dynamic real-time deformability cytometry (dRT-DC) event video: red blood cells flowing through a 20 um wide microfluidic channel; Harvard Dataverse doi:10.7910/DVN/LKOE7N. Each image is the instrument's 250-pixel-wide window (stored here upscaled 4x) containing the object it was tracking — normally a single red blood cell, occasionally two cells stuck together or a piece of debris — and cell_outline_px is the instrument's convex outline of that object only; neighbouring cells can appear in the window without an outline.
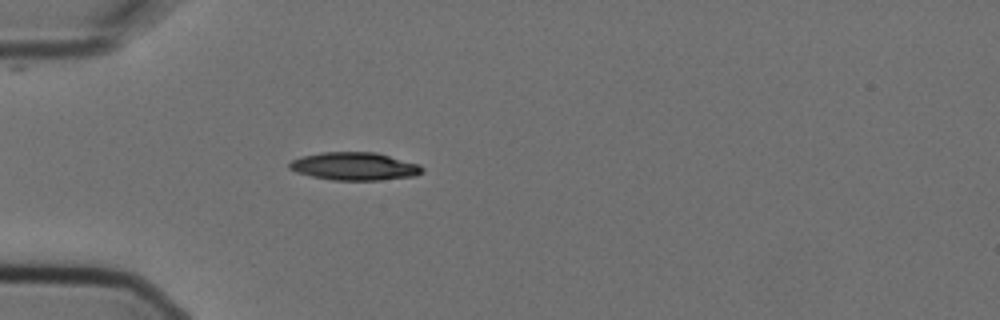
{"species": "Egyptian fruit bat (a non-hibernating species)", "species_latin": "Rousettus aegyptiacus", "temperature_condition": "cold", "stored_images_in_passage": 3, "camera_frame_rate_fps": 3000, "um_per_image_px": 0.085, "animal": {"sex": "female"}, "frame": {"image": 1, "passage_image": 3, "time_ms": 0.667, "image_size_px": [1000, 320], "cell_outline_px": [[424, 172], [416, 176], [380, 180], [332, 180], [312, 176], [296, 172], [288, 168], [288, 164], [292, 160], [300, 156], [320, 152], [376, 152], [420, 164], [424, 168]], "centroid_in_image_um": [30.15, 14.13], "position_along_channel_um": 54.9, "area_um2": 21.85}}